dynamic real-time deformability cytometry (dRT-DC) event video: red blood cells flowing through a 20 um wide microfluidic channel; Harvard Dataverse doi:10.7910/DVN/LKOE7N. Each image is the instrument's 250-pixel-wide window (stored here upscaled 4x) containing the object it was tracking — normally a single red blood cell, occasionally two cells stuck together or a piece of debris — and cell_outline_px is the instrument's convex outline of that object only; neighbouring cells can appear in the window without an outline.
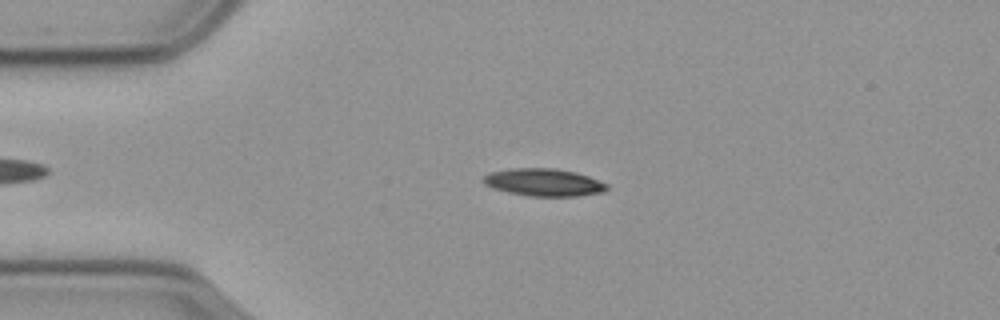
{"species": "common noctule bat (a hibernating species)", "species_latin": "Nyctalus noctula", "temperature_condition": "cold", "stored_images_in_passage": 51, "camera_frame_rate_fps": 3000, "um_per_image_px": 0.085, "animal": {"sex": "male", "body_mass_g": 23.1, "forearm_length_mm": 52.7}, "frame": {"image": 1, "passage_image": 12, "time_ms": 3.667, "image_size_px": [1000, 320], "cell_outline_px": [[608, 188], [604, 192], [576, 196], [528, 196], [508, 192], [492, 188], [484, 184], [480, 180], [488, 172], [508, 168], [556, 168], [576, 172], [588, 176], [608, 184]], "centroid_in_image_um": [46.18, 15.49], "position_along_channel_um": 38.8, "area_um2": 20.06}}
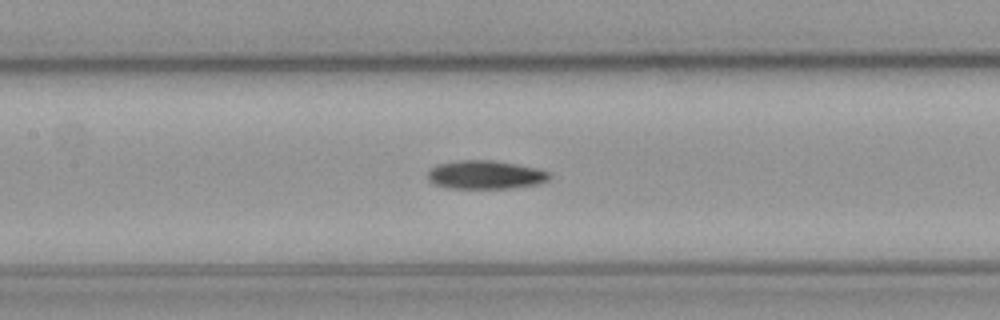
{"frame": {"image": 2, "passage_image": 25, "time_ms": 8.0, "image_size_px": [1000, 320], "cell_outline_px": [[552, 176], [548, 180], [536, 184], [512, 188], [448, 188], [432, 184], [428, 180], [428, 172], [436, 164], [460, 160], [492, 160], [516, 164], [536, 168], [548, 172]], "centroid_in_image_um": [41.23, 14.86], "position_along_channel_um": 166.2, "area_um2": 20.23}}
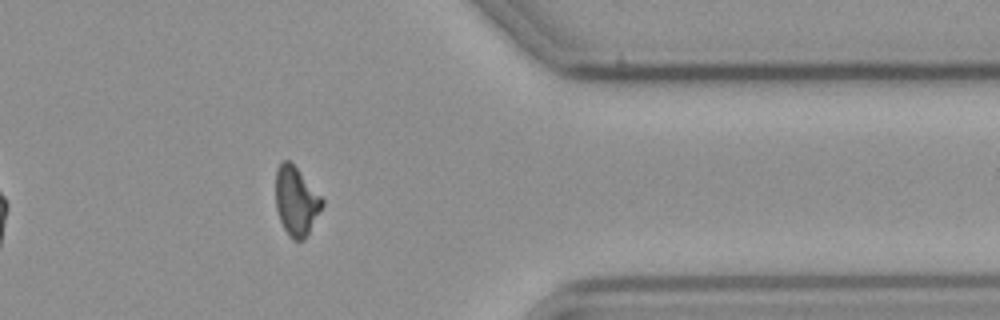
{"frame": {"image": 3, "passage_image": 45, "time_ms": 14.667, "image_size_px": [1000, 320], "cell_outline_px": [[324, 204], [304, 240], [292, 240], [288, 236], [280, 220], [276, 208], [276, 168], [284, 160], [288, 160], [296, 168], [324, 200]], "centroid_in_image_um": [25.16, 17.12], "position_along_channel_um": 386.2, "area_um2": 18.32}, "authors_computed_cell_mechanics": {"area_um2": 19.1896, "velocity_mm_per_s": 3.5796, "shape_relaxation_time_tau1_ms": 4.1314, "shape_relaxation_time_tau2_ms": null, "deformation_change_tau1": 0.1387, "deformation_change_tau2": null}}